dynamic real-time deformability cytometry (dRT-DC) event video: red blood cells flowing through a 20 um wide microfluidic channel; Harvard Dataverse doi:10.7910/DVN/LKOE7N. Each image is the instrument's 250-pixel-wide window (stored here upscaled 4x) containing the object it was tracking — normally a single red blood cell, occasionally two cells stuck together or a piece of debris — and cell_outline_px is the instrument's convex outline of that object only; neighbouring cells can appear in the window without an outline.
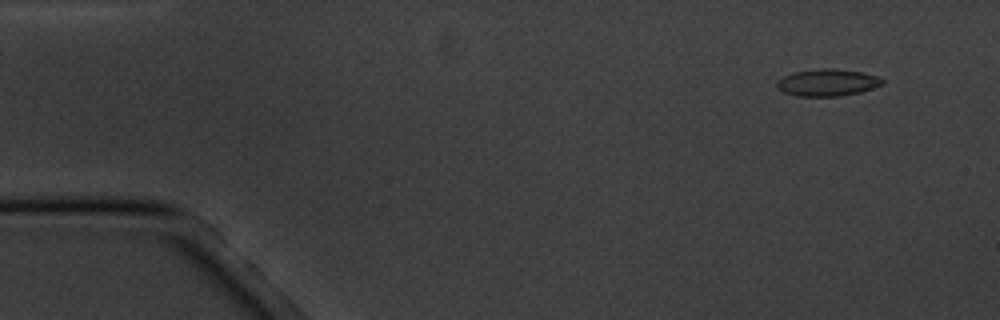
{"species": "common noctule bat (a hibernating species)", "species_latin": "Nyctalus noctula", "temperature_condition": "cold", "stored_images_in_passage": 7, "camera_frame_rate_fps": 3000, "um_per_image_px": 0.085, "animal": {"sex": "male", "body_mass_g": 20.1, "forearm_length_mm": 53.5}, "frame": {"image": 1, "passage_image": 1, "time_ms": 0.0, "image_size_px": [1000, 320], "cell_outline_px": [[884, 84], [860, 92], [840, 96], [796, 96], [784, 92], [776, 84], [776, 80], [784, 76], [796, 72], [820, 68], [832, 68], [860, 72], [876, 76], [884, 80]], "centroid_in_image_um": [70.33, 7.02], "position_along_channel_um": 14.7, "area_um2": 16.42}}
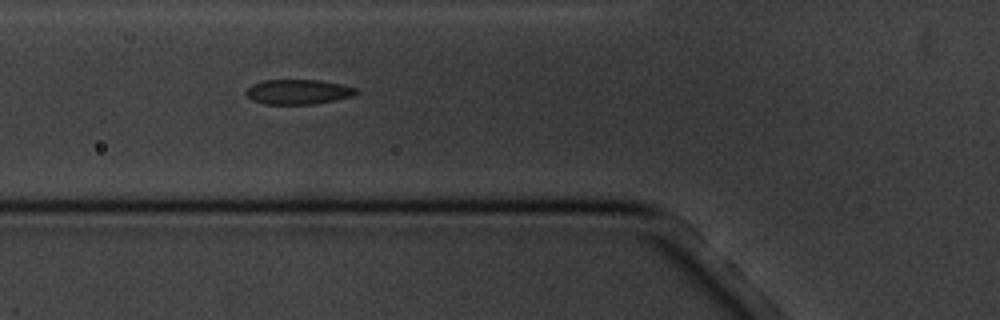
{"frame": {"image": 2, "passage_image": 5, "time_ms": 5.333, "image_size_px": [1000, 320], "cell_outline_px": [[360, 92], [352, 96], [312, 104], [264, 104], [252, 100], [244, 92], [252, 84], [264, 80], [320, 80], [340, 84], [356, 88]], "centroid_in_image_um": [25.32, 7.8], "position_along_channel_um": 100.5, "area_um2": 15.84}}
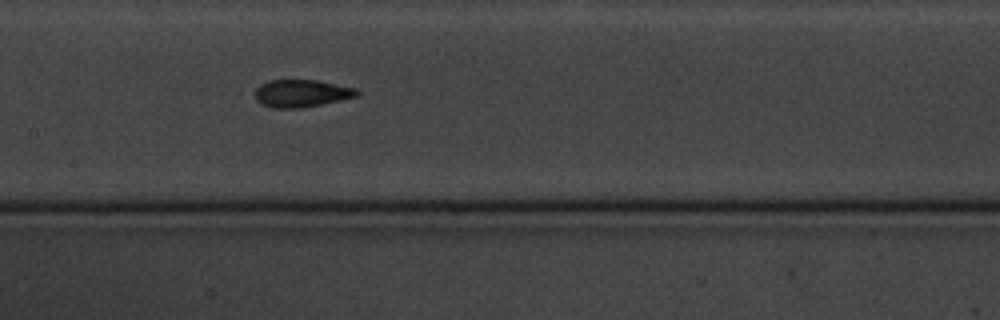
{"frame": {"image": 3, "passage_image": 7, "time_ms": 7.667, "image_size_px": [1000, 320], "cell_outline_px": [[360, 92], [356, 96], [320, 104], [300, 108], [272, 108], [256, 100], [256, 88], [260, 84], [268, 80], [316, 80], [356, 88]], "centroid_in_image_um": [25.6, 7.92], "position_along_channel_um": 181.8, "area_um2": 16.07}}